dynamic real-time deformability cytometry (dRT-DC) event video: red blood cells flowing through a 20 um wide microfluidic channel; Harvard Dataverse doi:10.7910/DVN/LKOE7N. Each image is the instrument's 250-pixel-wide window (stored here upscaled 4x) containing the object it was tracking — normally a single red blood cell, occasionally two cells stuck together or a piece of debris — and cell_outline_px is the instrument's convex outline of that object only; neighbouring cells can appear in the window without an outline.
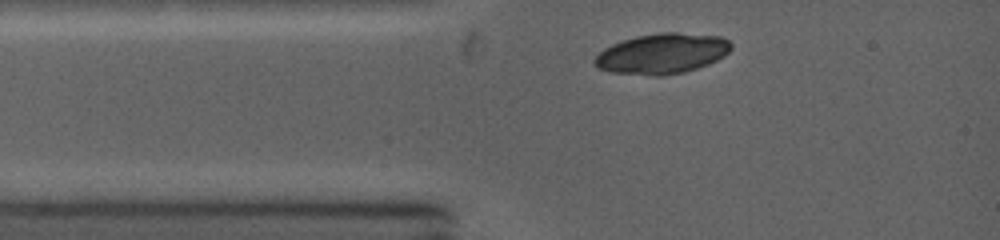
{"species": "common noctule bat (a hibernating species)", "species_latin": "Nyctalus noctula", "temperature_condition": "warm", "stored_images_in_passage": 11, "camera_frame_rate_fps": 5000, "um_per_image_px": 0.085, "animal": {"sex": "female", "body_mass_g": 19.0, "forearm_length_mm": 53.3}, "frame": {"image": 1, "passage_image": 1, "time_ms": 0.0, "image_size_px": [1000, 240], "cell_outline_px": [[732, 48], [724, 56], [708, 64], [696, 68], [680, 72], [612, 72], [600, 68], [592, 60], [604, 48], [620, 40], [636, 36], [660, 32], [676, 32], [720, 36], [728, 40], [732, 44]], "centroid_in_image_um": [56.31, 4.48], "position_along_channel_um": 28.7, "area_um2": 30.92}}
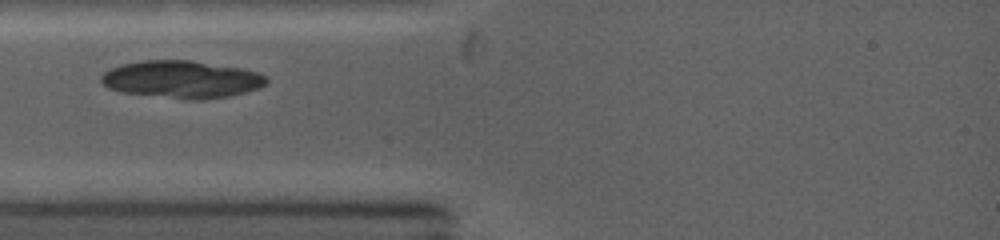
{"frame": {"image": 2, "passage_image": 2, "time_ms": 1.2, "image_size_px": [1000, 240], "cell_outline_px": [[268, 80], [264, 84], [256, 88], [244, 92], [228, 96], [176, 96], [124, 92], [108, 88], [100, 80], [100, 76], [104, 72], [120, 64], [140, 60], [192, 60], [244, 68], [256, 72], [264, 76]], "centroid_in_image_um": [15.4, 6.67], "position_along_channel_um": 69.6, "area_um2": 34.51}}
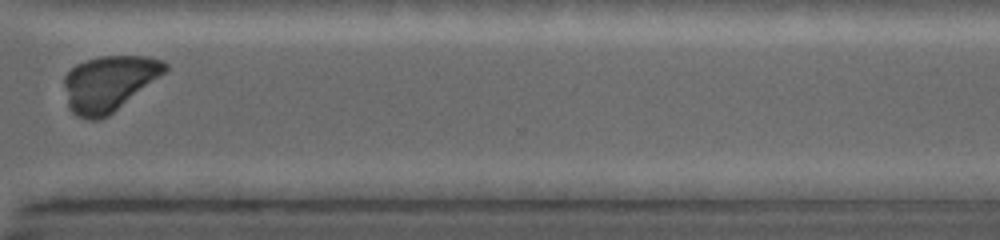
{"frame": {"image": 3, "passage_image": 10, "time_ms": 8.0, "image_size_px": [1000, 240], "cell_outline_px": [[168, 68], [164, 72], [108, 116], [96, 120], [88, 120], [76, 116], [68, 108], [64, 84], [64, 76], [76, 64], [84, 60], [100, 56], [148, 56], [164, 60], [168, 64]], "centroid_in_image_um": [9.22, 7.07], "position_along_channel_um": 361.4, "area_um2": 32.43}}